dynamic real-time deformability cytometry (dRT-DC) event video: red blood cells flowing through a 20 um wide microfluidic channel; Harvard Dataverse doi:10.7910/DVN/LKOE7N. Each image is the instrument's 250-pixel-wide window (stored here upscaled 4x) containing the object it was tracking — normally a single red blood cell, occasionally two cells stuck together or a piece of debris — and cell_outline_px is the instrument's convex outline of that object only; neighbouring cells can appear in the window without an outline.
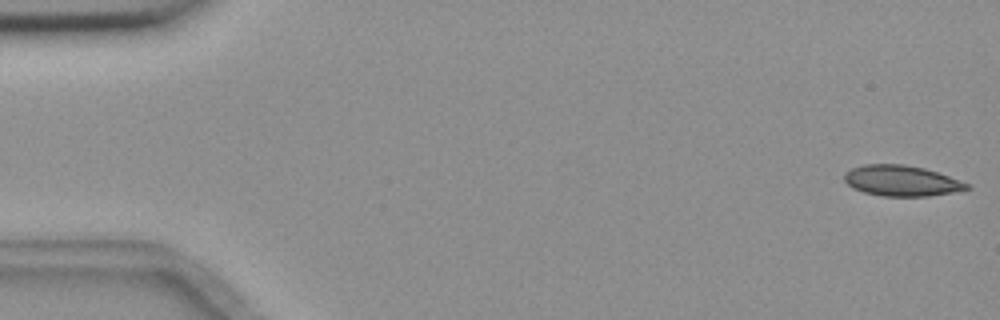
{"species": "common noctule bat (a hibernating species)", "species_latin": "Nyctalus noctula", "temperature_condition": "room temperature", "stored_images_in_passage": 55, "camera_frame_rate_fps": 3000, "um_per_image_px": 0.085, "animal": {"sex": "female", "body_mass_g": 18.4}, "frame": {"image": 1, "passage_image": 1, "time_ms": 0.0, "image_size_px": [1000, 320], "cell_outline_px": [[972, 188], [952, 192], [928, 196], [884, 196], [864, 192], [852, 188], [844, 180], [844, 172], [852, 168], [864, 164], [904, 164], [924, 168], [948, 176], [968, 184]], "centroid_in_image_um": [76.58, 15.36], "position_along_channel_um": 8.4, "area_um2": 21.73}}
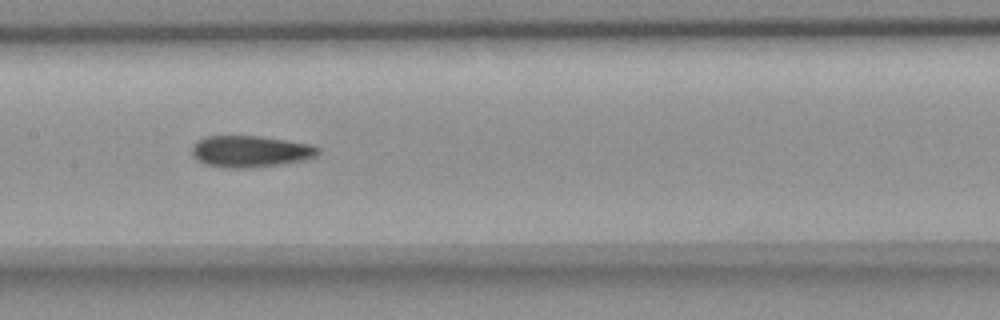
{"frame": {"image": 2, "passage_image": 27, "time_ms": 8.667, "image_size_px": [1000, 320], "cell_outline_px": [[320, 152], [316, 156], [304, 160], [284, 164], [248, 168], [228, 168], [204, 164], [196, 160], [192, 152], [192, 148], [204, 136], [260, 136], [312, 144], [320, 148]], "centroid_in_image_um": [21.32, 12.88], "position_along_channel_um": 186.1, "area_um2": 23.29}}
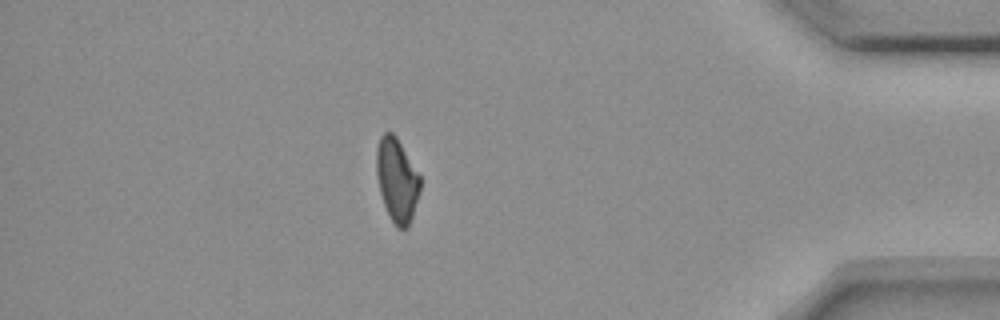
{"frame": {"image": 3, "passage_image": 48, "time_ms": 15.667, "image_size_px": [1000, 320], "cell_outline_px": [[420, 188], [412, 216], [408, 228], [396, 228], [384, 204], [380, 192], [376, 172], [376, 148], [380, 136], [384, 132], [392, 132], [396, 136], [420, 176]], "centroid_in_image_um": [33.72, 15.28], "position_along_channel_um": 401.5, "area_um2": 21.04}, "authors_computed_cell_mechanics": {"area_um2": 22.6576, "velocity_mm_per_s": 3.661, "shape_relaxation_time_tau1_ms": null, "shape_relaxation_time_tau2_ms": 6.0532, "deformation_change_tau1": null, "deformation_change_tau2": 0.1204}}